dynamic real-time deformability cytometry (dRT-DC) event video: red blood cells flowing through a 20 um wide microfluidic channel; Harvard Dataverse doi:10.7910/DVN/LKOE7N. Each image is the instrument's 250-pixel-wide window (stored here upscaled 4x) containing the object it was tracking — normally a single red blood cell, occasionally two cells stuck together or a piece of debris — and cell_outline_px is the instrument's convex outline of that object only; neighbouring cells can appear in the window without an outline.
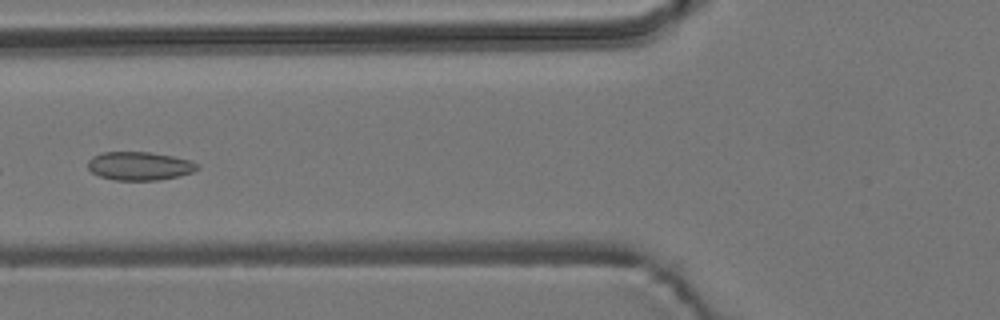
{"species": "common noctule bat (a hibernating species)", "species_latin": "Nyctalus noctula", "temperature_condition": "room temperature", "stored_images_in_passage": 8, "camera_frame_rate_fps": 3000, "um_per_image_px": 0.085, "animal": {"sex": "male", "body_mass_g": 19.2, "forearm_length_mm": 51.8}, "frame": {"image": 1, "passage_image": 5, "time_ms": 6.0, "image_size_px": [1000, 320], "cell_outline_px": [[200, 168], [192, 172], [180, 176], [156, 180], [116, 180], [100, 176], [92, 172], [88, 168], [88, 160], [92, 156], [104, 152], [148, 152], [172, 156], [192, 160], [200, 164]], "centroid_in_image_um": [11.89, 14.1], "position_along_channel_um": 113.9, "area_um2": 18.21}}
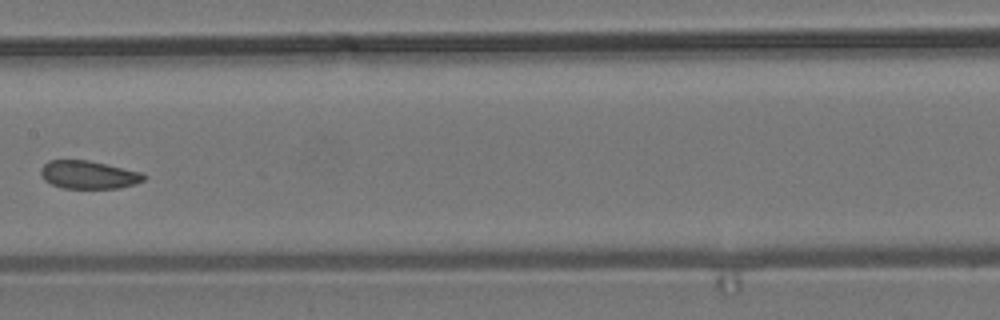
{"frame": {"image": 2, "passage_image": 7, "time_ms": 8.333, "image_size_px": [1000, 320], "cell_outline_px": [[148, 176], [144, 180], [136, 184], [120, 188], [64, 188], [52, 184], [44, 180], [40, 172], [40, 168], [48, 160], [88, 160], [140, 172]], "centroid_in_image_um": [7.52, 14.85], "position_along_channel_um": 199.9, "area_um2": 16.82}}
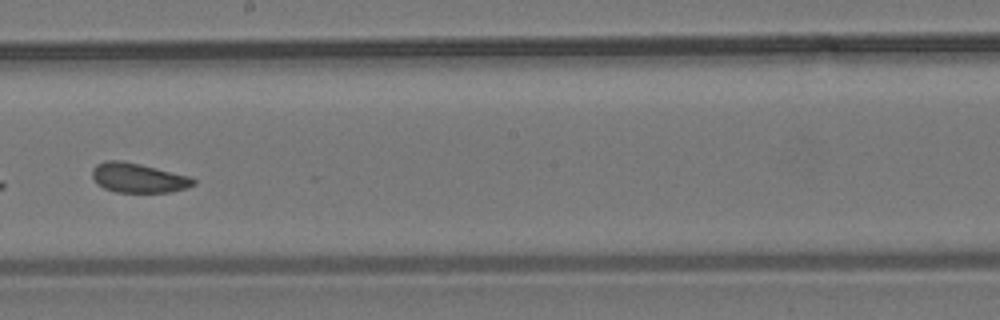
{"frame": {"image": 3, "passage_image": 8, "time_ms": 9.333, "image_size_px": [1000, 320], "cell_outline_px": [[196, 184], [188, 188], [172, 192], [116, 192], [104, 188], [96, 184], [92, 176], [92, 168], [96, 164], [104, 160], [120, 160], [140, 164], [188, 176], [196, 180]], "centroid_in_image_um": [11.73, 15.12], "position_along_channel_um": 236.5, "area_um2": 17.51}}